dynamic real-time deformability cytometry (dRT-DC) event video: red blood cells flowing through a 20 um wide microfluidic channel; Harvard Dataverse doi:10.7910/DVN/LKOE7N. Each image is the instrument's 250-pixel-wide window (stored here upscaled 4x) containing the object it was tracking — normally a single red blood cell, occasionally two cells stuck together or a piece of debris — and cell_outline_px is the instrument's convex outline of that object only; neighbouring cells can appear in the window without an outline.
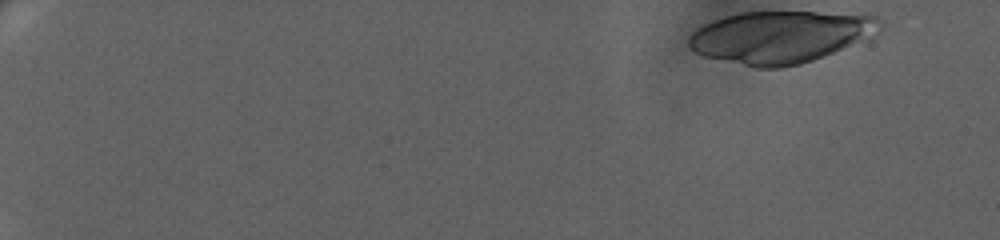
{"species": "human", "species_latin": "Homo sapiens", "temperature_condition": "warm", "stored_images_in_passage": 63, "camera_frame_rate_fps": 3000, "um_per_image_px": 0.085, "donor": {"sex": "female"}, "frame": {"image": 1, "passage_image": 1, "time_ms": 0.0, "image_size_px": [1000, 240], "cell_outline_px": [[884, 24], [880, 32], [824, 56], [800, 64], [780, 68], [756, 68], [704, 56], [688, 48], [688, 36], [692, 32], [704, 24], [740, 12], [860, 12], [876, 16]], "centroid_in_image_um": [66.38, 3.12], "position_along_channel_um": 18.6, "area_um2": 58.38}}
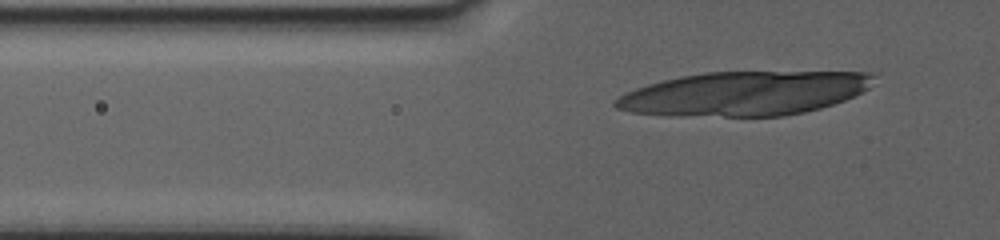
{"frame": {"image": 2, "passage_image": 21, "time_ms": 6.667, "image_size_px": [1000, 240], "cell_outline_px": [[876, 76], [868, 88], [844, 100], [820, 108], [804, 112], [784, 116], [668, 116], [632, 112], [616, 108], [612, 104], [612, 100], [636, 88], [648, 84], [680, 76], [704, 72], [872, 72]], "centroid_in_image_um": [63.23, 7.95], "position_along_channel_um": 62.6, "area_um2": 66.3}}
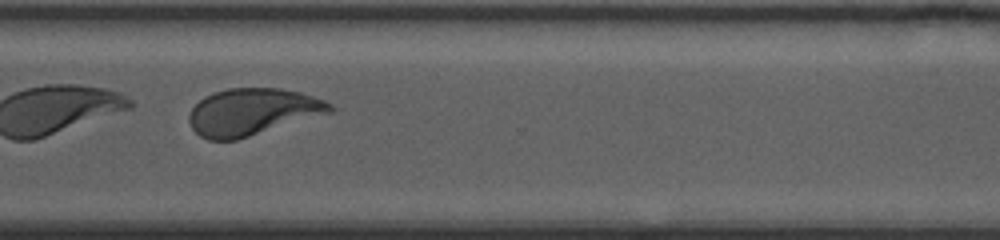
{"frame": {"image": 3, "passage_image": 51, "time_ms": 16.667, "image_size_px": [1000, 240], "cell_outline_px": [[332, 112], [236, 140], [208, 140], [200, 136], [192, 128], [188, 120], [188, 116], [192, 108], [204, 96], [212, 92], [228, 88], [280, 88], [300, 92], [324, 100], [332, 104]], "centroid_in_image_um": [21.42, 9.5], "position_along_channel_um": 349.2, "area_um2": 38.38}}